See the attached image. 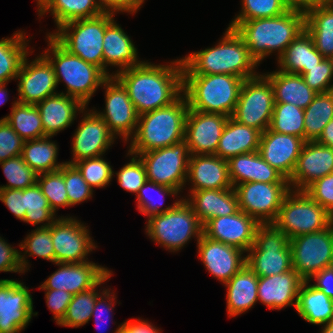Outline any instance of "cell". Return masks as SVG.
Returning a JSON list of instances; mask_svg holds the SVG:
<instances>
[{
    "label": "cell",
    "mask_w": 333,
    "mask_h": 333,
    "mask_svg": "<svg viewBox=\"0 0 333 333\" xmlns=\"http://www.w3.org/2000/svg\"><path fill=\"white\" fill-rule=\"evenodd\" d=\"M114 77L127 90L138 115H142L170 105L182 94L183 64L181 58L168 65L143 61Z\"/></svg>",
    "instance_id": "1"
},
{
    "label": "cell",
    "mask_w": 333,
    "mask_h": 333,
    "mask_svg": "<svg viewBox=\"0 0 333 333\" xmlns=\"http://www.w3.org/2000/svg\"><path fill=\"white\" fill-rule=\"evenodd\" d=\"M181 61L183 75L230 74L246 80L259 74L255 70L259 65L250 56L242 37L231 27H227L214 47L189 53Z\"/></svg>",
    "instance_id": "2"
},
{
    "label": "cell",
    "mask_w": 333,
    "mask_h": 333,
    "mask_svg": "<svg viewBox=\"0 0 333 333\" xmlns=\"http://www.w3.org/2000/svg\"><path fill=\"white\" fill-rule=\"evenodd\" d=\"M258 65L272 53L276 60L305 30V11L290 8L280 16L242 21L235 28Z\"/></svg>",
    "instance_id": "3"
},
{
    "label": "cell",
    "mask_w": 333,
    "mask_h": 333,
    "mask_svg": "<svg viewBox=\"0 0 333 333\" xmlns=\"http://www.w3.org/2000/svg\"><path fill=\"white\" fill-rule=\"evenodd\" d=\"M188 110L187 99L182 93L170 105L139 115L128 152L138 155L183 141Z\"/></svg>",
    "instance_id": "4"
},
{
    "label": "cell",
    "mask_w": 333,
    "mask_h": 333,
    "mask_svg": "<svg viewBox=\"0 0 333 333\" xmlns=\"http://www.w3.org/2000/svg\"><path fill=\"white\" fill-rule=\"evenodd\" d=\"M46 38L48 48L42 54L54 68L57 86L60 82L65 83L66 93H60L79 100L87 107L97 89L109 77L99 67L71 54L51 35L46 34Z\"/></svg>",
    "instance_id": "5"
},
{
    "label": "cell",
    "mask_w": 333,
    "mask_h": 333,
    "mask_svg": "<svg viewBox=\"0 0 333 333\" xmlns=\"http://www.w3.org/2000/svg\"><path fill=\"white\" fill-rule=\"evenodd\" d=\"M243 78L230 74L183 75L182 93L189 109L232 116Z\"/></svg>",
    "instance_id": "6"
},
{
    "label": "cell",
    "mask_w": 333,
    "mask_h": 333,
    "mask_svg": "<svg viewBox=\"0 0 333 333\" xmlns=\"http://www.w3.org/2000/svg\"><path fill=\"white\" fill-rule=\"evenodd\" d=\"M146 221L147 236L169 252H178L192 237L198 242L203 235L202 223L183 198L169 211L149 216Z\"/></svg>",
    "instance_id": "7"
},
{
    "label": "cell",
    "mask_w": 333,
    "mask_h": 333,
    "mask_svg": "<svg viewBox=\"0 0 333 333\" xmlns=\"http://www.w3.org/2000/svg\"><path fill=\"white\" fill-rule=\"evenodd\" d=\"M115 15L103 12L96 17L70 21L47 34L71 54L103 71V38L107 24Z\"/></svg>",
    "instance_id": "8"
},
{
    "label": "cell",
    "mask_w": 333,
    "mask_h": 333,
    "mask_svg": "<svg viewBox=\"0 0 333 333\" xmlns=\"http://www.w3.org/2000/svg\"><path fill=\"white\" fill-rule=\"evenodd\" d=\"M289 240L273 223L260 224L254 243L246 253V265L258 277L290 271L293 266Z\"/></svg>",
    "instance_id": "9"
},
{
    "label": "cell",
    "mask_w": 333,
    "mask_h": 333,
    "mask_svg": "<svg viewBox=\"0 0 333 333\" xmlns=\"http://www.w3.org/2000/svg\"><path fill=\"white\" fill-rule=\"evenodd\" d=\"M333 216L305 191L291 190L284 198L273 224L289 239L327 228Z\"/></svg>",
    "instance_id": "10"
},
{
    "label": "cell",
    "mask_w": 333,
    "mask_h": 333,
    "mask_svg": "<svg viewBox=\"0 0 333 333\" xmlns=\"http://www.w3.org/2000/svg\"><path fill=\"white\" fill-rule=\"evenodd\" d=\"M274 91L262 73L243 81L232 118L263 133L270 127L274 110Z\"/></svg>",
    "instance_id": "11"
},
{
    "label": "cell",
    "mask_w": 333,
    "mask_h": 333,
    "mask_svg": "<svg viewBox=\"0 0 333 333\" xmlns=\"http://www.w3.org/2000/svg\"><path fill=\"white\" fill-rule=\"evenodd\" d=\"M138 156L145 166L147 180L173 188L179 193L187 187L190 152L185 140Z\"/></svg>",
    "instance_id": "12"
},
{
    "label": "cell",
    "mask_w": 333,
    "mask_h": 333,
    "mask_svg": "<svg viewBox=\"0 0 333 333\" xmlns=\"http://www.w3.org/2000/svg\"><path fill=\"white\" fill-rule=\"evenodd\" d=\"M292 266L303 281L333 266V222L325 229L289 240Z\"/></svg>",
    "instance_id": "13"
},
{
    "label": "cell",
    "mask_w": 333,
    "mask_h": 333,
    "mask_svg": "<svg viewBox=\"0 0 333 333\" xmlns=\"http://www.w3.org/2000/svg\"><path fill=\"white\" fill-rule=\"evenodd\" d=\"M239 209L260 224L273 223L285 196L291 191L289 183L246 182L236 185Z\"/></svg>",
    "instance_id": "14"
},
{
    "label": "cell",
    "mask_w": 333,
    "mask_h": 333,
    "mask_svg": "<svg viewBox=\"0 0 333 333\" xmlns=\"http://www.w3.org/2000/svg\"><path fill=\"white\" fill-rule=\"evenodd\" d=\"M55 263H82L98 246L83 222L72 216H58L51 224Z\"/></svg>",
    "instance_id": "15"
},
{
    "label": "cell",
    "mask_w": 333,
    "mask_h": 333,
    "mask_svg": "<svg viewBox=\"0 0 333 333\" xmlns=\"http://www.w3.org/2000/svg\"><path fill=\"white\" fill-rule=\"evenodd\" d=\"M105 89V108L101 112L92 109L108 126L109 131L127 143L134 135L138 124V113L131 102L127 90L113 76L102 85Z\"/></svg>",
    "instance_id": "16"
},
{
    "label": "cell",
    "mask_w": 333,
    "mask_h": 333,
    "mask_svg": "<svg viewBox=\"0 0 333 333\" xmlns=\"http://www.w3.org/2000/svg\"><path fill=\"white\" fill-rule=\"evenodd\" d=\"M29 287L14 279H0V333L25 330L33 316V300Z\"/></svg>",
    "instance_id": "17"
},
{
    "label": "cell",
    "mask_w": 333,
    "mask_h": 333,
    "mask_svg": "<svg viewBox=\"0 0 333 333\" xmlns=\"http://www.w3.org/2000/svg\"><path fill=\"white\" fill-rule=\"evenodd\" d=\"M81 117L72 137V159L65 161L72 165L83 159L105 156L106 151L117 139L109 131L107 123L93 110L85 107Z\"/></svg>",
    "instance_id": "18"
},
{
    "label": "cell",
    "mask_w": 333,
    "mask_h": 333,
    "mask_svg": "<svg viewBox=\"0 0 333 333\" xmlns=\"http://www.w3.org/2000/svg\"><path fill=\"white\" fill-rule=\"evenodd\" d=\"M27 57L28 55L16 78L18 80L16 99L20 103L36 105L48 96L57 94L58 86L54 68L42 53L31 62Z\"/></svg>",
    "instance_id": "19"
},
{
    "label": "cell",
    "mask_w": 333,
    "mask_h": 333,
    "mask_svg": "<svg viewBox=\"0 0 333 333\" xmlns=\"http://www.w3.org/2000/svg\"><path fill=\"white\" fill-rule=\"evenodd\" d=\"M228 116L188 110L185 141L190 155H215Z\"/></svg>",
    "instance_id": "20"
},
{
    "label": "cell",
    "mask_w": 333,
    "mask_h": 333,
    "mask_svg": "<svg viewBox=\"0 0 333 333\" xmlns=\"http://www.w3.org/2000/svg\"><path fill=\"white\" fill-rule=\"evenodd\" d=\"M259 225L260 223L255 218L239 210L233 215L208 220L203 225V235L247 253L254 243Z\"/></svg>",
    "instance_id": "21"
},
{
    "label": "cell",
    "mask_w": 333,
    "mask_h": 333,
    "mask_svg": "<svg viewBox=\"0 0 333 333\" xmlns=\"http://www.w3.org/2000/svg\"><path fill=\"white\" fill-rule=\"evenodd\" d=\"M55 265L59 268L38 289H59L75 295L95 287L111 271L93 261Z\"/></svg>",
    "instance_id": "22"
},
{
    "label": "cell",
    "mask_w": 333,
    "mask_h": 333,
    "mask_svg": "<svg viewBox=\"0 0 333 333\" xmlns=\"http://www.w3.org/2000/svg\"><path fill=\"white\" fill-rule=\"evenodd\" d=\"M198 258L217 280L225 284L246 264L244 251L202 235L197 242Z\"/></svg>",
    "instance_id": "23"
},
{
    "label": "cell",
    "mask_w": 333,
    "mask_h": 333,
    "mask_svg": "<svg viewBox=\"0 0 333 333\" xmlns=\"http://www.w3.org/2000/svg\"><path fill=\"white\" fill-rule=\"evenodd\" d=\"M305 141L295 135L282 134L270 128L261 133L258 152L286 179H290Z\"/></svg>",
    "instance_id": "24"
},
{
    "label": "cell",
    "mask_w": 333,
    "mask_h": 333,
    "mask_svg": "<svg viewBox=\"0 0 333 333\" xmlns=\"http://www.w3.org/2000/svg\"><path fill=\"white\" fill-rule=\"evenodd\" d=\"M330 173H333V148L316 141H306L289 179L290 188L304 191L315 180Z\"/></svg>",
    "instance_id": "25"
},
{
    "label": "cell",
    "mask_w": 333,
    "mask_h": 333,
    "mask_svg": "<svg viewBox=\"0 0 333 333\" xmlns=\"http://www.w3.org/2000/svg\"><path fill=\"white\" fill-rule=\"evenodd\" d=\"M113 18L106 26L103 38V72L113 77L117 72L140 65L138 52L131 37L124 32ZM119 68L110 73L108 67Z\"/></svg>",
    "instance_id": "26"
},
{
    "label": "cell",
    "mask_w": 333,
    "mask_h": 333,
    "mask_svg": "<svg viewBox=\"0 0 333 333\" xmlns=\"http://www.w3.org/2000/svg\"><path fill=\"white\" fill-rule=\"evenodd\" d=\"M186 182L191 183L188 193L233 188L229 178L228 161L216 155H190Z\"/></svg>",
    "instance_id": "27"
},
{
    "label": "cell",
    "mask_w": 333,
    "mask_h": 333,
    "mask_svg": "<svg viewBox=\"0 0 333 333\" xmlns=\"http://www.w3.org/2000/svg\"><path fill=\"white\" fill-rule=\"evenodd\" d=\"M303 280L294 269L286 273L259 277L258 301L271 310L297 306L298 292Z\"/></svg>",
    "instance_id": "28"
},
{
    "label": "cell",
    "mask_w": 333,
    "mask_h": 333,
    "mask_svg": "<svg viewBox=\"0 0 333 333\" xmlns=\"http://www.w3.org/2000/svg\"><path fill=\"white\" fill-rule=\"evenodd\" d=\"M192 208L202 225L208 220L233 215L239 209L234 188L192 191L182 197Z\"/></svg>",
    "instance_id": "29"
},
{
    "label": "cell",
    "mask_w": 333,
    "mask_h": 333,
    "mask_svg": "<svg viewBox=\"0 0 333 333\" xmlns=\"http://www.w3.org/2000/svg\"><path fill=\"white\" fill-rule=\"evenodd\" d=\"M39 110L45 137H53L74 123L85 106L77 99L57 93L36 104ZM78 113V114H77Z\"/></svg>",
    "instance_id": "30"
},
{
    "label": "cell",
    "mask_w": 333,
    "mask_h": 333,
    "mask_svg": "<svg viewBox=\"0 0 333 333\" xmlns=\"http://www.w3.org/2000/svg\"><path fill=\"white\" fill-rule=\"evenodd\" d=\"M258 275L246 264L228 282L226 289V310L229 317L241 315L258 302Z\"/></svg>",
    "instance_id": "31"
},
{
    "label": "cell",
    "mask_w": 333,
    "mask_h": 333,
    "mask_svg": "<svg viewBox=\"0 0 333 333\" xmlns=\"http://www.w3.org/2000/svg\"><path fill=\"white\" fill-rule=\"evenodd\" d=\"M261 132L228 118L222 131L215 155L229 160L240 154L257 152L259 149Z\"/></svg>",
    "instance_id": "32"
},
{
    "label": "cell",
    "mask_w": 333,
    "mask_h": 333,
    "mask_svg": "<svg viewBox=\"0 0 333 333\" xmlns=\"http://www.w3.org/2000/svg\"><path fill=\"white\" fill-rule=\"evenodd\" d=\"M306 29L299 34L277 59L278 70L302 75L323 61Z\"/></svg>",
    "instance_id": "33"
},
{
    "label": "cell",
    "mask_w": 333,
    "mask_h": 333,
    "mask_svg": "<svg viewBox=\"0 0 333 333\" xmlns=\"http://www.w3.org/2000/svg\"><path fill=\"white\" fill-rule=\"evenodd\" d=\"M263 74L271 82L275 103H290L305 109L317 94L299 74L286 73L278 69Z\"/></svg>",
    "instance_id": "34"
},
{
    "label": "cell",
    "mask_w": 333,
    "mask_h": 333,
    "mask_svg": "<svg viewBox=\"0 0 333 333\" xmlns=\"http://www.w3.org/2000/svg\"><path fill=\"white\" fill-rule=\"evenodd\" d=\"M305 29L324 58H333V4H314L305 11Z\"/></svg>",
    "instance_id": "35"
},
{
    "label": "cell",
    "mask_w": 333,
    "mask_h": 333,
    "mask_svg": "<svg viewBox=\"0 0 333 333\" xmlns=\"http://www.w3.org/2000/svg\"><path fill=\"white\" fill-rule=\"evenodd\" d=\"M296 311L306 322L322 326L333 320V300L310 281H303L298 292Z\"/></svg>",
    "instance_id": "36"
},
{
    "label": "cell",
    "mask_w": 333,
    "mask_h": 333,
    "mask_svg": "<svg viewBox=\"0 0 333 333\" xmlns=\"http://www.w3.org/2000/svg\"><path fill=\"white\" fill-rule=\"evenodd\" d=\"M30 39L22 30L13 33L12 36L0 39V83H9L16 80L21 65L29 53Z\"/></svg>",
    "instance_id": "37"
},
{
    "label": "cell",
    "mask_w": 333,
    "mask_h": 333,
    "mask_svg": "<svg viewBox=\"0 0 333 333\" xmlns=\"http://www.w3.org/2000/svg\"><path fill=\"white\" fill-rule=\"evenodd\" d=\"M50 138L26 140L23 144L21 156L38 175L59 170L66 163L57 161L59 148Z\"/></svg>",
    "instance_id": "38"
},
{
    "label": "cell",
    "mask_w": 333,
    "mask_h": 333,
    "mask_svg": "<svg viewBox=\"0 0 333 333\" xmlns=\"http://www.w3.org/2000/svg\"><path fill=\"white\" fill-rule=\"evenodd\" d=\"M48 12L58 28L70 21L99 16L104 10L100 0H54L39 18Z\"/></svg>",
    "instance_id": "39"
},
{
    "label": "cell",
    "mask_w": 333,
    "mask_h": 333,
    "mask_svg": "<svg viewBox=\"0 0 333 333\" xmlns=\"http://www.w3.org/2000/svg\"><path fill=\"white\" fill-rule=\"evenodd\" d=\"M333 119V90L317 93L304 109V141H316Z\"/></svg>",
    "instance_id": "40"
},
{
    "label": "cell",
    "mask_w": 333,
    "mask_h": 333,
    "mask_svg": "<svg viewBox=\"0 0 333 333\" xmlns=\"http://www.w3.org/2000/svg\"><path fill=\"white\" fill-rule=\"evenodd\" d=\"M3 119L25 141L45 137L41 116L36 105L24 104L15 100L12 102L11 113Z\"/></svg>",
    "instance_id": "41"
},
{
    "label": "cell",
    "mask_w": 333,
    "mask_h": 333,
    "mask_svg": "<svg viewBox=\"0 0 333 333\" xmlns=\"http://www.w3.org/2000/svg\"><path fill=\"white\" fill-rule=\"evenodd\" d=\"M112 272L111 270L95 287L73 295L65 316L58 325L72 328L86 325L91 320L97 296L101 293L98 287L110 279Z\"/></svg>",
    "instance_id": "42"
},
{
    "label": "cell",
    "mask_w": 333,
    "mask_h": 333,
    "mask_svg": "<svg viewBox=\"0 0 333 333\" xmlns=\"http://www.w3.org/2000/svg\"><path fill=\"white\" fill-rule=\"evenodd\" d=\"M19 260L21 268L25 273L30 270L28 257H38L55 264V252L52 243L51 225L48 227H37L26 235L19 244ZM28 254V255H27Z\"/></svg>",
    "instance_id": "43"
},
{
    "label": "cell",
    "mask_w": 333,
    "mask_h": 333,
    "mask_svg": "<svg viewBox=\"0 0 333 333\" xmlns=\"http://www.w3.org/2000/svg\"><path fill=\"white\" fill-rule=\"evenodd\" d=\"M272 131L295 135L304 140V109L290 103H274Z\"/></svg>",
    "instance_id": "44"
},
{
    "label": "cell",
    "mask_w": 333,
    "mask_h": 333,
    "mask_svg": "<svg viewBox=\"0 0 333 333\" xmlns=\"http://www.w3.org/2000/svg\"><path fill=\"white\" fill-rule=\"evenodd\" d=\"M154 191L160 198H158V200H161L159 201V203H156V201L154 200L157 197L156 195L153 196L152 192ZM179 194L180 193L173 188L159 185L154 183L153 181L147 180L145 184L139 189V192L136 195L137 210L144 216H147V218L155 214L165 213L172 209L182 199V197L180 199L177 198L172 205L161 208L164 202L163 197H177V195Z\"/></svg>",
    "instance_id": "45"
},
{
    "label": "cell",
    "mask_w": 333,
    "mask_h": 333,
    "mask_svg": "<svg viewBox=\"0 0 333 333\" xmlns=\"http://www.w3.org/2000/svg\"><path fill=\"white\" fill-rule=\"evenodd\" d=\"M25 208L23 222L27 224L35 226L42 223L43 225L37 227H48L58 218L37 183L25 188Z\"/></svg>",
    "instance_id": "46"
},
{
    "label": "cell",
    "mask_w": 333,
    "mask_h": 333,
    "mask_svg": "<svg viewBox=\"0 0 333 333\" xmlns=\"http://www.w3.org/2000/svg\"><path fill=\"white\" fill-rule=\"evenodd\" d=\"M241 10L228 27L235 28L242 21L280 16L290 8L283 0H241Z\"/></svg>",
    "instance_id": "47"
},
{
    "label": "cell",
    "mask_w": 333,
    "mask_h": 333,
    "mask_svg": "<svg viewBox=\"0 0 333 333\" xmlns=\"http://www.w3.org/2000/svg\"><path fill=\"white\" fill-rule=\"evenodd\" d=\"M37 184L47 198L50 208L56 213L62 207H69L64 182V165L56 171L39 174Z\"/></svg>",
    "instance_id": "48"
},
{
    "label": "cell",
    "mask_w": 333,
    "mask_h": 333,
    "mask_svg": "<svg viewBox=\"0 0 333 333\" xmlns=\"http://www.w3.org/2000/svg\"><path fill=\"white\" fill-rule=\"evenodd\" d=\"M8 184L0 189H25L37 183L38 174L28 166L21 155L0 162Z\"/></svg>",
    "instance_id": "49"
},
{
    "label": "cell",
    "mask_w": 333,
    "mask_h": 333,
    "mask_svg": "<svg viewBox=\"0 0 333 333\" xmlns=\"http://www.w3.org/2000/svg\"><path fill=\"white\" fill-rule=\"evenodd\" d=\"M103 156L83 159L73 165L91 188H105L114 178L113 167Z\"/></svg>",
    "instance_id": "50"
},
{
    "label": "cell",
    "mask_w": 333,
    "mask_h": 333,
    "mask_svg": "<svg viewBox=\"0 0 333 333\" xmlns=\"http://www.w3.org/2000/svg\"><path fill=\"white\" fill-rule=\"evenodd\" d=\"M129 155L130 162L126 163L119 171H113V174L117 176V183L121 188L127 192L138 194L139 189L147 181L145 166L138 155L127 153Z\"/></svg>",
    "instance_id": "51"
},
{
    "label": "cell",
    "mask_w": 333,
    "mask_h": 333,
    "mask_svg": "<svg viewBox=\"0 0 333 333\" xmlns=\"http://www.w3.org/2000/svg\"><path fill=\"white\" fill-rule=\"evenodd\" d=\"M64 182L69 207L85 202L93 197L94 189L88 185L79 170L72 164H64Z\"/></svg>",
    "instance_id": "52"
},
{
    "label": "cell",
    "mask_w": 333,
    "mask_h": 333,
    "mask_svg": "<svg viewBox=\"0 0 333 333\" xmlns=\"http://www.w3.org/2000/svg\"><path fill=\"white\" fill-rule=\"evenodd\" d=\"M304 82L315 92L325 93L333 90V58L323 61L301 75Z\"/></svg>",
    "instance_id": "53"
},
{
    "label": "cell",
    "mask_w": 333,
    "mask_h": 333,
    "mask_svg": "<svg viewBox=\"0 0 333 333\" xmlns=\"http://www.w3.org/2000/svg\"><path fill=\"white\" fill-rule=\"evenodd\" d=\"M304 191L333 216V173L315 180Z\"/></svg>",
    "instance_id": "54"
},
{
    "label": "cell",
    "mask_w": 333,
    "mask_h": 333,
    "mask_svg": "<svg viewBox=\"0 0 333 333\" xmlns=\"http://www.w3.org/2000/svg\"><path fill=\"white\" fill-rule=\"evenodd\" d=\"M24 141L5 119L0 121V162L21 155Z\"/></svg>",
    "instance_id": "55"
},
{
    "label": "cell",
    "mask_w": 333,
    "mask_h": 333,
    "mask_svg": "<svg viewBox=\"0 0 333 333\" xmlns=\"http://www.w3.org/2000/svg\"><path fill=\"white\" fill-rule=\"evenodd\" d=\"M251 182L289 183V180L271 167L257 151L252 152Z\"/></svg>",
    "instance_id": "56"
},
{
    "label": "cell",
    "mask_w": 333,
    "mask_h": 333,
    "mask_svg": "<svg viewBox=\"0 0 333 333\" xmlns=\"http://www.w3.org/2000/svg\"><path fill=\"white\" fill-rule=\"evenodd\" d=\"M252 152L240 154L228 160L229 178L233 188L251 182Z\"/></svg>",
    "instance_id": "57"
},
{
    "label": "cell",
    "mask_w": 333,
    "mask_h": 333,
    "mask_svg": "<svg viewBox=\"0 0 333 333\" xmlns=\"http://www.w3.org/2000/svg\"><path fill=\"white\" fill-rule=\"evenodd\" d=\"M113 291L114 290H112V292H111V288H107V289L105 288L97 296V299H96V302H95V305H94V308L92 311V317H91V318H94L96 327L104 328L103 327L105 325L104 323L107 322L112 317L111 315L113 313H111V312H112V310H114L113 306H115L117 303V301H115L116 294Z\"/></svg>",
    "instance_id": "58"
},
{
    "label": "cell",
    "mask_w": 333,
    "mask_h": 333,
    "mask_svg": "<svg viewBox=\"0 0 333 333\" xmlns=\"http://www.w3.org/2000/svg\"><path fill=\"white\" fill-rule=\"evenodd\" d=\"M45 291L46 305L53 313V319L58 325L65 316L68 305L72 300L73 295L64 290L55 289H39Z\"/></svg>",
    "instance_id": "59"
},
{
    "label": "cell",
    "mask_w": 333,
    "mask_h": 333,
    "mask_svg": "<svg viewBox=\"0 0 333 333\" xmlns=\"http://www.w3.org/2000/svg\"><path fill=\"white\" fill-rule=\"evenodd\" d=\"M0 201L19 220L25 219V189H0Z\"/></svg>",
    "instance_id": "60"
},
{
    "label": "cell",
    "mask_w": 333,
    "mask_h": 333,
    "mask_svg": "<svg viewBox=\"0 0 333 333\" xmlns=\"http://www.w3.org/2000/svg\"><path fill=\"white\" fill-rule=\"evenodd\" d=\"M19 251L20 249H15L0 236V272L24 273L19 260Z\"/></svg>",
    "instance_id": "61"
},
{
    "label": "cell",
    "mask_w": 333,
    "mask_h": 333,
    "mask_svg": "<svg viewBox=\"0 0 333 333\" xmlns=\"http://www.w3.org/2000/svg\"><path fill=\"white\" fill-rule=\"evenodd\" d=\"M102 3V7L104 12L109 13H123L126 12L128 14L134 15L137 11L143 6L145 0H100Z\"/></svg>",
    "instance_id": "62"
},
{
    "label": "cell",
    "mask_w": 333,
    "mask_h": 333,
    "mask_svg": "<svg viewBox=\"0 0 333 333\" xmlns=\"http://www.w3.org/2000/svg\"><path fill=\"white\" fill-rule=\"evenodd\" d=\"M114 333H161V330L148 320L133 318L119 324Z\"/></svg>",
    "instance_id": "63"
},
{
    "label": "cell",
    "mask_w": 333,
    "mask_h": 333,
    "mask_svg": "<svg viewBox=\"0 0 333 333\" xmlns=\"http://www.w3.org/2000/svg\"><path fill=\"white\" fill-rule=\"evenodd\" d=\"M308 281H314L312 285L333 300V266L323 269Z\"/></svg>",
    "instance_id": "64"
},
{
    "label": "cell",
    "mask_w": 333,
    "mask_h": 333,
    "mask_svg": "<svg viewBox=\"0 0 333 333\" xmlns=\"http://www.w3.org/2000/svg\"><path fill=\"white\" fill-rule=\"evenodd\" d=\"M316 142L333 148V119L324 127Z\"/></svg>",
    "instance_id": "65"
},
{
    "label": "cell",
    "mask_w": 333,
    "mask_h": 333,
    "mask_svg": "<svg viewBox=\"0 0 333 333\" xmlns=\"http://www.w3.org/2000/svg\"><path fill=\"white\" fill-rule=\"evenodd\" d=\"M289 8L306 11L314 5V0H283Z\"/></svg>",
    "instance_id": "66"
},
{
    "label": "cell",
    "mask_w": 333,
    "mask_h": 333,
    "mask_svg": "<svg viewBox=\"0 0 333 333\" xmlns=\"http://www.w3.org/2000/svg\"><path fill=\"white\" fill-rule=\"evenodd\" d=\"M54 0H36L38 17L53 3Z\"/></svg>",
    "instance_id": "67"
},
{
    "label": "cell",
    "mask_w": 333,
    "mask_h": 333,
    "mask_svg": "<svg viewBox=\"0 0 333 333\" xmlns=\"http://www.w3.org/2000/svg\"><path fill=\"white\" fill-rule=\"evenodd\" d=\"M8 83H0V105L4 104L5 102H7L8 100V90L6 88V85Z\"/></svg>",
    "instance_id": "68"
},
{
    "label": "cell",
    "mask_w": 333,
    "mask_h": 333,
    "mask_svg": "<svg viewBox=\"0 0 333 333\" xmlns=\"http://www.w3.org/2000/svg\"><path fill=\"white\" fill-rule=\"evenodd\" d=\"M321 329V333H333V320L328 324L322 325Z\"/></svg>",
    "instance_id": "69"
},
{
    "label": "cell",
    "mask_w": 333,
    "mask_h": 333,
    "mask_svg": "<svg viewBox=\"0 0 333 333\" xmlns=\"http://www.w3.org/2000/svg\"><path fill=\"white\" fill-rule=\"evenodd\" d=\"M314 4H333V0H314Z\"/></svg>",
    "instance_id": "70"
}]
</instances>
